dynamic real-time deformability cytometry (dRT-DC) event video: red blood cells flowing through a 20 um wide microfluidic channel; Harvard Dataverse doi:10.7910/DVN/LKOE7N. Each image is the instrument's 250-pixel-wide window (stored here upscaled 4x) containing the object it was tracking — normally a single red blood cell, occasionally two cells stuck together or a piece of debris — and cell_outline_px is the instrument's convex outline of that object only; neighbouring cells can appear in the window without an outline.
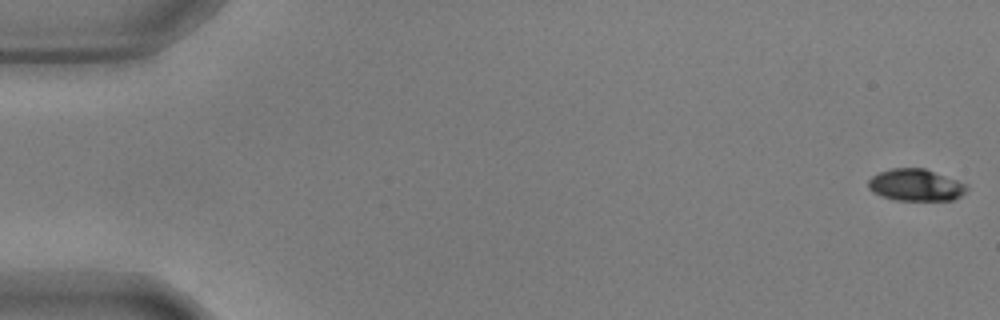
{"species": "common noctule bat (a hibernating species)", "species_latin": "Nyctalus noctula", "temperature_condition": "warm", "stored_images_in_passage": 55, "camera_frame_rate_fps": 3000, "um_per_image_px": 0.085, "animal": {"sex": "male", "body_mass_g": 17.9, "forearm_length_mm": 54.2}, "frame": {"image": 1, "passage_image": 1, "time_ms": 0.0, "image_size_px": [1000, 320], "cell_outline_px": [[968, 188], [960, 196], [952, 200], [896, 200], [880, 196], [872, 192], [868, 188], [868, 180], [872, 176], [880, 172], [892, 168], [924, 168], [968, 184]], "centroid_in_image_um": [77.82, 15.73], "position_along_channel_um": 7.2, "area_um2": 18.32}}
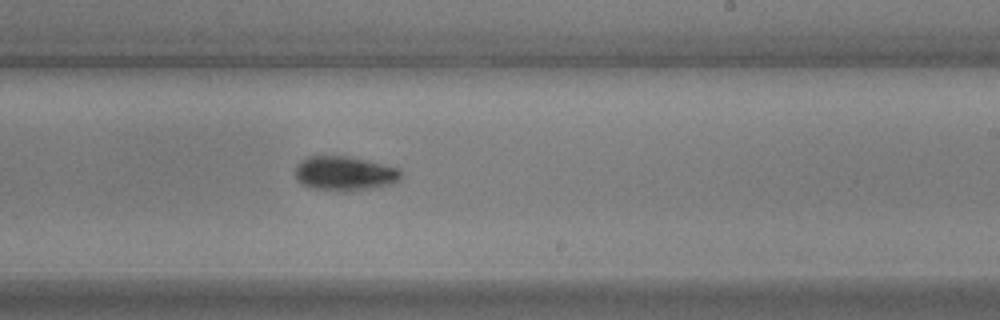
{"frame": {"image": 2, "passage_image": 34, "time_ms": 11.0, "image_size_px": [1000, 320], "cell_outline_px": [[400, 180], [396, 184], [376, 188], [348, 192], [336, 192], [312, 188], [296, 180], [296, 164], [300, 160], [308, 156], [348, 156], [368, 160], [400, 168]], "centroid_in_image_um": [29.32, 14.76], "position_along_channel_um": 259.7, "area_um2": 21.79}}
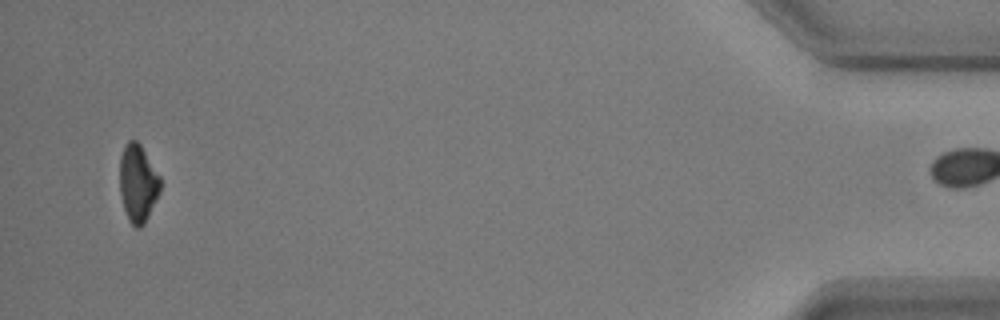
{"frame": {"image": 3, "passage_image": 54, "time_ms": 17.667, "image_size_px": [1000, 320], "cell_outline_px": [[160, 192], [144, 224], [140, 228], [136, 228], [128, 220], [120, 196], [120, 156], [128, 140], [136, 140], [140, 144], [160, 176]], "centroid_in_image_um": [11.71, 15.59], "position_along_channel_um": 423.5, "area_um2": 18.26}, "authors_computed_cell_mechanics": {"area_um2": 19.7098, "velocity_mm_per_s": 3.6419, "shape_relaxation_time_tau1_ms": 2.1562, "shape_relaxation_time_tau2_ms": null, "deformation_change_tau1": 0.1537, "deformation_change_tau2": null}}